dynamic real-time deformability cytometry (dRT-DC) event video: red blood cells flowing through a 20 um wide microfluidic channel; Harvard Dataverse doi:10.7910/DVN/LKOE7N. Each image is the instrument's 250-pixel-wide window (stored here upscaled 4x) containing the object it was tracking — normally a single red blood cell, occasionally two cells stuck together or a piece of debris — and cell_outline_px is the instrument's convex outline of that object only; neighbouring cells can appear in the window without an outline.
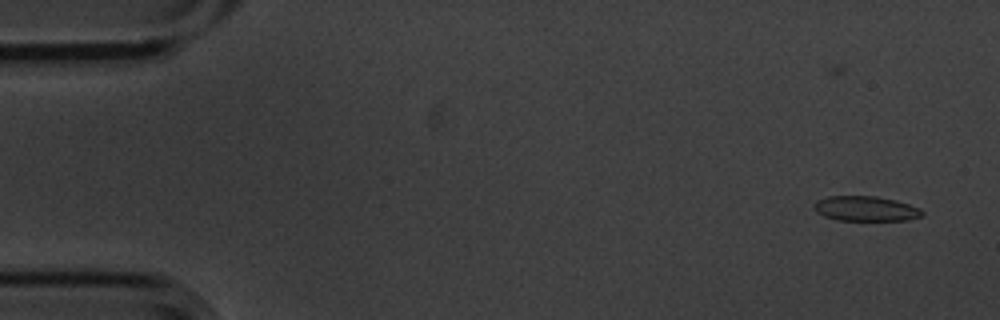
{"species": "common noctule bat (a hibernating species)", "species_latin": "Nyctalus noctula", "temperature_condition": "cold", "stored_images_in_passage": 4, "camera_frame_rate_fps": 3000, "um_per_image_px": 0.085, "animal": {"sex": "male", "body_mass_g": 20.1, "forearm_length_mm": 53.5}, "frame": {"image": 1, "passage_image": 2, "time_ms": 0.333, "image_size_px": [1000, 320], "cell_outline_px": [[924, 216], [908, 220], [836, 220], [824, 216], [816, 212], [812, 204], [816, 200], [828, 196], [876, 196], [896, 200], [920, 208], [924, 212]], "centroid_in_image_um": [73.58, 17.73], "position_along_channel_um": 11.4, "area_um2": 15.9}}